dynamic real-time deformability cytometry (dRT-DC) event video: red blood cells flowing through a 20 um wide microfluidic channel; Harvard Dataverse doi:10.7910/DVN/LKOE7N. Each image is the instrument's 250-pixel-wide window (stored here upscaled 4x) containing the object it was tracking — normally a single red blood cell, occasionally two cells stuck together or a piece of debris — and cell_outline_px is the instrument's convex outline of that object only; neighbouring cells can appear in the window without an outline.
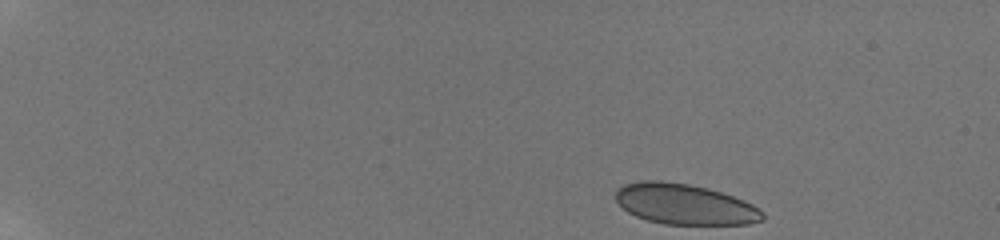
{"species": "human", "species_latin": "Homo sapiens", "temperature_condition": "room temperature", "stored_images_in_passage": 16, "camera_frame_rate_fps": 3000, "um_per_image_px": 0.085, "donor": {"sex": "male"}, "frame": {"image": 1, "passage_image": 1, "time_ms": 0.0, "image_size_px": [1000, 240], "cell_outline_px": [[764, 220], [748, 224], [664, 224], [648, 220], [636, 216], [628, 212], [616, 200], [616, 188], [624, 184], [640, 180], [660, 180], [688, 184], [708, 188], [744, 200], [752, 204], [764, 212]], "centroid_in_image_um": [58.19, 17.35], "position_along_channel_um": 26.8, "area_um2": 34.74}}
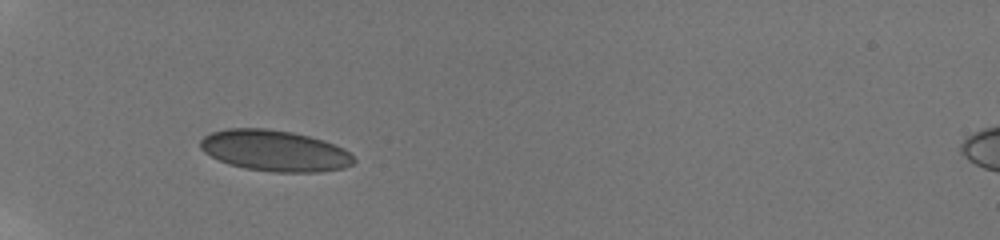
{"frame": {"image": 2, "passage_image": 12, "time_ms": 4.0, "image_size_px": [1000, 240], "cell_outline_px": [[356, 160], [352, 164], [344, 168], [320, 172], [276, 172], [244, 168], [228, 164], [204, 152], [200, 148], [200, 140], [204, 136], [212, 132], [228, 128], [268, 128], [292, 132], [324, 140], [344, 148]], "centroid_in_image_um": [23.35, 12.81], "position_along_channel_um": 61.6, "area_um2": 36.76}}
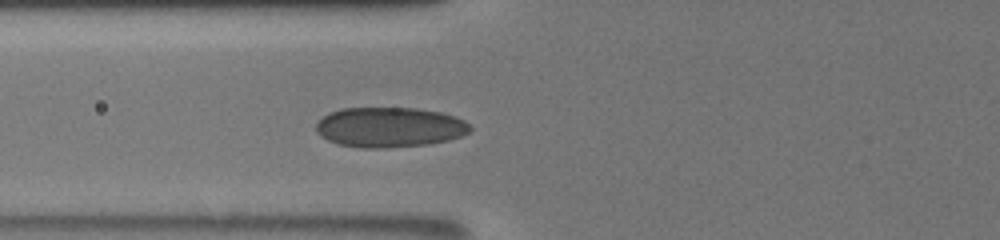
{"frame": {"image": 3, "passage_image": 16, "time_ms": 5.333, "image_size_px": [1000, 240], "cell_outline_px": [[472, 128], [468, 132], [460, 136], [448, 140], [428, 144], [384, 148], [364, 148], [336, 144], [320, 136], [316, 132], [316, 124], [328, 112], [340, 108], [416, 108], [440, 112], [456, 116], [464, 120]], "centroid_in_image_um": [33.09, 10.81], "position_along_channel_um": 92.7, "area_um2": 36.07}}